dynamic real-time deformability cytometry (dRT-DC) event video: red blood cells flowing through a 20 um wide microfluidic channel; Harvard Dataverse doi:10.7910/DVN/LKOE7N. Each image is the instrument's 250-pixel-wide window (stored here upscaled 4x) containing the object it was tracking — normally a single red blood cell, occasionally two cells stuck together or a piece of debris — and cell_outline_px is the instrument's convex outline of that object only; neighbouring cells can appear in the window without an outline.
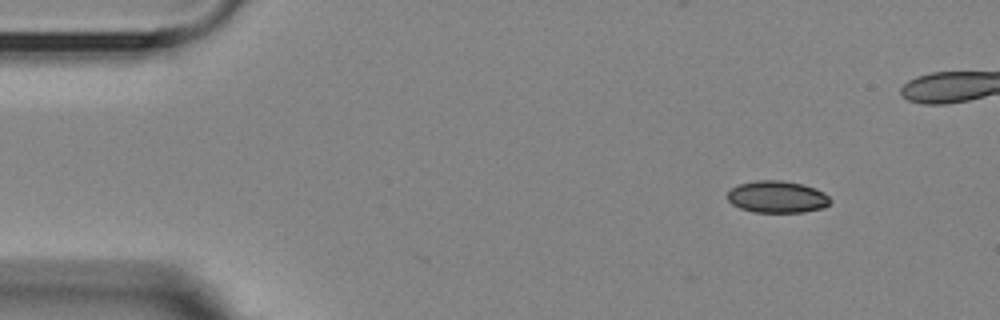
{"species": "Egyptian fruit bat (a non-hibernating species)", "species_latin": "Rousettus aegyptiacus", "temperature_condition": "room temperature", "stored_images_in_passage": 4, "camera_frame_rate_fps": 3000, "um_per_image_px": 0.085, "animal": {"sex": "female"}, "frame": {"image": 1, "passage_image": 2, "time_ms": 1.0, "image_size_px": [1000, 320], "cell_outline_px": [[832, 200], [824, 208], [804, 212], [752, 212], [740, 208], [732, 204], [728, 200], [728, 192], [732, 188], [740, 184], [756, 180], [780, 180], [800, 184], [816, 188], [824, 192]], "centroid_in_image_um": [66.07, 16.74], "position_along_channel_um": 18.9, "area_um2": 19.13}}